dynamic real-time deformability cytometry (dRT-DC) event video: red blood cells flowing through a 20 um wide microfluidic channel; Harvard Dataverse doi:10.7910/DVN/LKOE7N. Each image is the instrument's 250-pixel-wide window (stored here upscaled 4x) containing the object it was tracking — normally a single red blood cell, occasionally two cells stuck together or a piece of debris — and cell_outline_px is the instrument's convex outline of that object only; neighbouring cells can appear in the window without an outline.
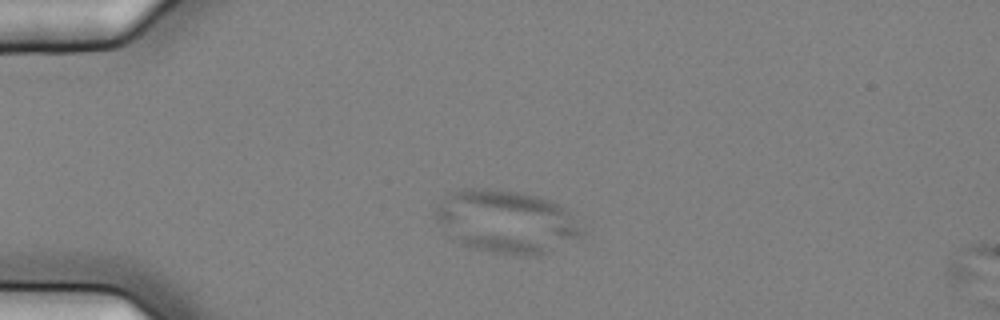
{"species": "common noctule bat (a hibernating species)", "species_latin": "Nyctalus noctula", "temperature_condition": "cold", "stored_images_in_passage": 4, "camera_frame_rate_fps": 3000, "um_per_image_px": 0.085, "animal": {"sex": "female", "body_mass_g": 25.1}, "frame": {"image": 1, "passage_image": 3, "time_ms": 0.667, "image_size_px": [1000, 320], "cell_outline_px": [[588, 232], [584, 236], [548, 252], [524, 256], [496, 252], [472, 248], [460, 244], [432, 212], [436, 204], [448, 192], [460, 188], [488, 188], [524, 192], [540, 196], [552, 200], [560, 204]], "centroid_in_image_um": [43.08, 18.8], "position_along_channel_um": 41.9, "area_um2": 53.99}}